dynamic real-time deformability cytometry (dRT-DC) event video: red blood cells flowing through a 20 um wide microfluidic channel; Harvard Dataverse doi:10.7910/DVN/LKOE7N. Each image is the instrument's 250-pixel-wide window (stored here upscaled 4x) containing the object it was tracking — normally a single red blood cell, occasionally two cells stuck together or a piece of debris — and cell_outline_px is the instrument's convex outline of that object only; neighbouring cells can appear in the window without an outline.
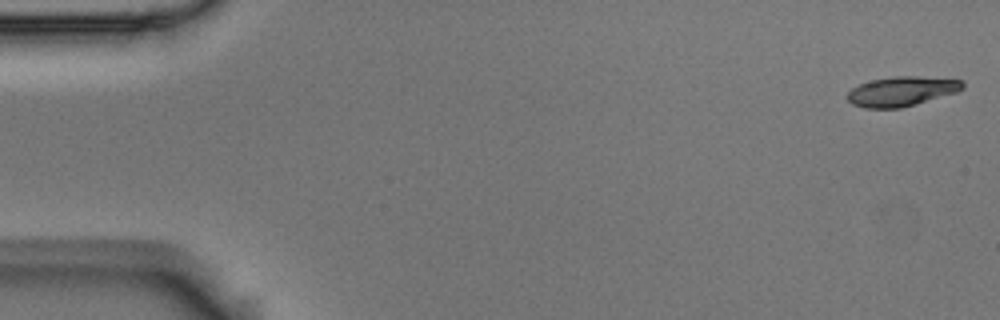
{"species": "Egyptian fruit bat (a non-hibernating species)", "species_latin": "Rousettus aegyptiacus", "temperature_condition": "room temperature", "stored_images_in_passage": 5, "camera_frame_rate_fps": 3000, "um_per_image_px": 0.085, "animal": {"sex": "male"}, "frame": {"image": 1, "passage_image": 1, "time_ms": 0.0, "image_size_px": [1000, 320], "cell_outline_px": [[964, 88], [956, 92], [900, 108], [864, 108], [852, 104], [848, 100], [848, 92], [852, 88], [860, 84], [872, 80], [892, 76], [916, 76], [964, 80]], "centroid_in_image_um": [76.63, 7.75], "position_along_channel_um": 8.4, "area_um2": 19.71}}